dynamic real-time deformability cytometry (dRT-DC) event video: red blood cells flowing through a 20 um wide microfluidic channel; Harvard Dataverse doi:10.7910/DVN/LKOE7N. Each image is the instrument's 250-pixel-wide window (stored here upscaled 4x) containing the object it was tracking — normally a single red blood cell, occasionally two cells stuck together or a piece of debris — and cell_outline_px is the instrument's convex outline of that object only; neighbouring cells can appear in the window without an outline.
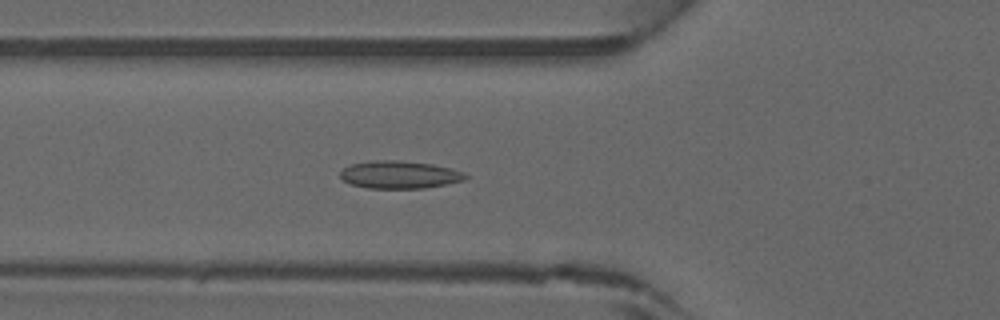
{"species": "common noctule bat (a hibernating species)", "species_latin": "Nyctalus noctula", "temperature_condition": "warm", "stored_images_in_passage": 40, "camera_frame_rate_fps": 3000, "um_per_image_px": 0.085, "animal": {"sex": "male", "forearm_length_mm": 52.5}, "frame": {"image": 1, "passage_image": 11, "time_ms": 3.333, "image_size_px": [1000, 320], "cell_outline_px": [[468, 176], [464, 180], [424, 188], [368, 188], [352, 184], [344, 180], [340, 176], [340, 172], [344, 168], [352, 164], [372, 160], [400, 160], [432, 164], [452, 168], [464, 172]], "centroid_in_image_um": [33.97, 14.84], "position_along_channel_um": 91.8, "area_um2": 20.06}}
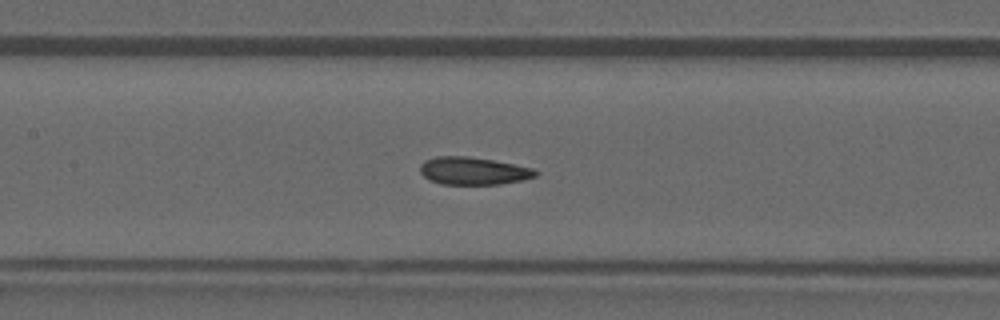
{"frame": {"image": 2, "passage_image": 16, "time_ms": 5.0, "image_size_px": [1000, 320], "cell_outline_px": [[540, 172], [536, 176], [520, 180], [500, 184], [440, 184], [428, 180], [420, 172], [420, 164], [424, 160], [436, 156], [468, 156], [492, 160], [532, 168]], "centroid_in_image_um": [40.18, 14.52], "position_along_channel_um": 167.2, "area_um2": 18.55}}
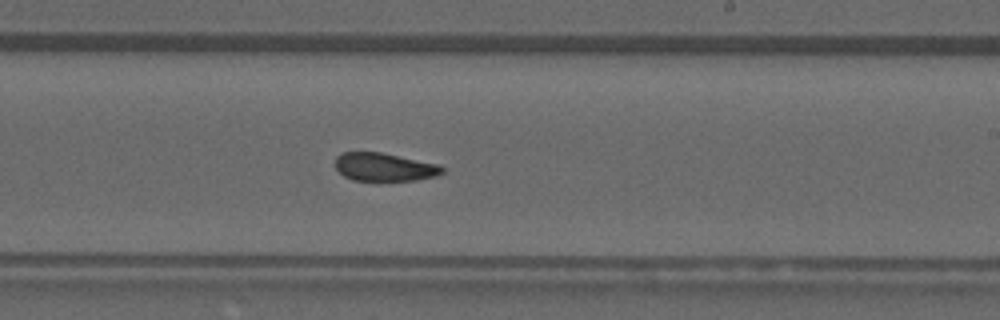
{"frame": {"image": 3, "passage_image": 22, "time_ms": 7.0, "image_size_px": [1000, 320], "cell_outline_px": [[444, 172], [436, 176], [416, 180], [352, 180], [344, 176], [336, 168], [336, 156], [340, 152], [380, 152], [440, 164], [444, 168]], "centroid_in_image_um": [32.68, 14.19], "position_along_channel_um": 256.3, "area_um2": 17.57}}